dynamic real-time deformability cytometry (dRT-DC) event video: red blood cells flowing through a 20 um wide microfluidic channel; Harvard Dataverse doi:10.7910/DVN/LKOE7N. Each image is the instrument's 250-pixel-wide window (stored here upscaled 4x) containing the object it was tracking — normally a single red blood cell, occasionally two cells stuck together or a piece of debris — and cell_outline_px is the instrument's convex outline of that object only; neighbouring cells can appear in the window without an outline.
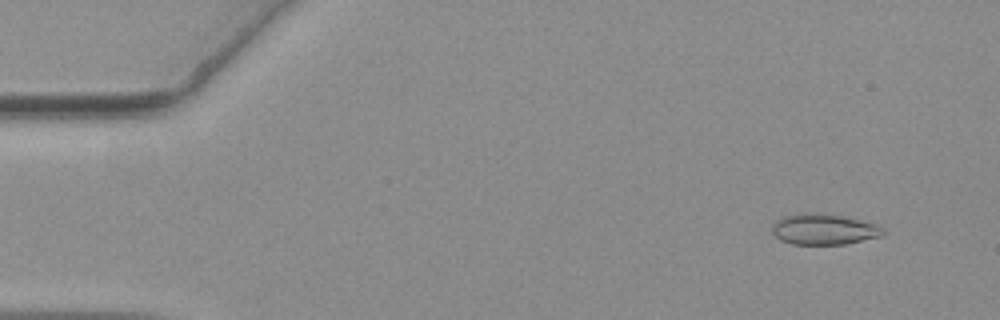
{"species": "common noctule bat (a hibernating species)", "species_latin": "Nyctalus noctula", "temperature_condition": "warm", "stored_images_in_passage": 57, "camera_frame_rate_fps": 3000, "um_per_image_px": 0.085, "animal": {"sex": "female", "body_mass_g": 19.3, "forearm_length_mm": 54.1}, "frame": {"image": 1, "passage_image": 5, "time_ms": 1.333, "image_size_px": [1000, 320], "cell_outline_px": [[884, 232], [880, 236], [844, 244], [792, 244], [780, 240], [772, 232], [772, 228], [776, 220], [784, 216], [804, 212], [808, 212], [844, 216], [876, 224]], "centroid_in_image_um": [69.98, 19.48], "position_along_channel_um": 15.0, "area_um2": 19.65}}
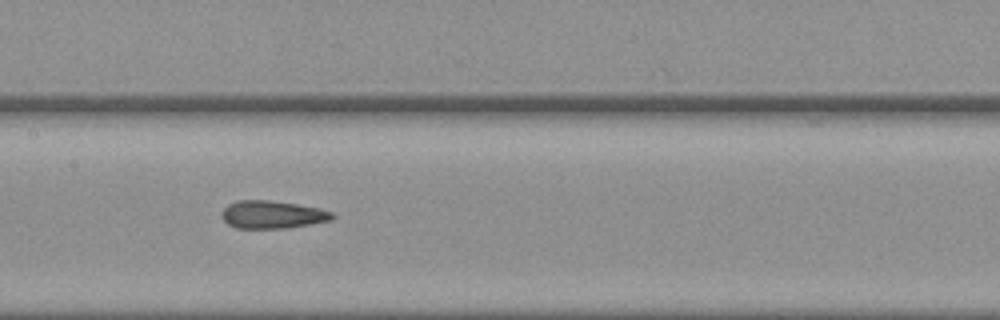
{"frame": {"image": 2, "passage_image": 28, "time_ms": 9.0, "image_size_px": [1000, 320], "cell_outline_px": [[336, 216], [332, 220], [288, 228], [236, 228], [228, 224], [220, 216], [220, 212], [228, 204], [236, 200], [268, 200], [296, 204], [320, 208], [332, 212]], "centroid_in_image_um": [23.13, 18.24], "position_along_channel_um": 184.3, "area_um2": 18.03}}
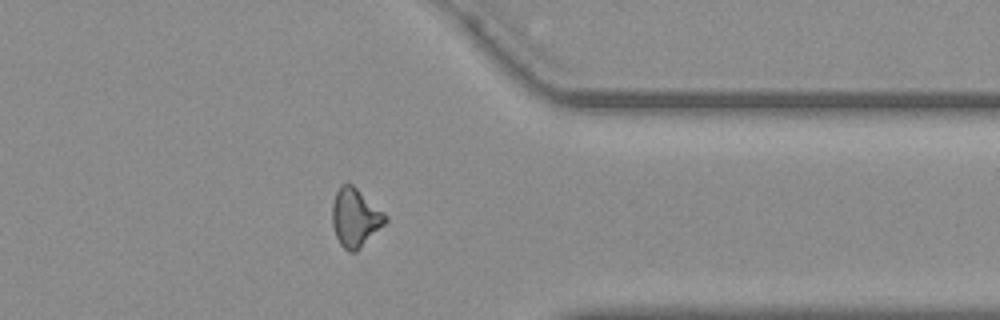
{"frame": {"image": 3, "passage_image": 45, "time_ms": 14.667, "image_size_px": [1000, 320], "cell_outline_px": [[388, 220], [356, 252], [348, 252], [340, 244], [336, 236], [332, 224], [332, 204], [336, 192], [340, 184], [352, 184], [384, 212], [388, 216]], "centroid_in_image_um": [30.18, 18.5], "position_along_channel_um": 381.2, "area_um2": 17.98}, "authors_computed_cell_mechanics": {"area_um2": 17.9758, "velocity_mm_per_s": 3.6599, "shape_relaxation_time_tau1_ms": null, "shape_relaxation_time_tau2_ms": 1.7416, "deformation_change_tau1": null, "deformation_change_tau2": 0.0912}}